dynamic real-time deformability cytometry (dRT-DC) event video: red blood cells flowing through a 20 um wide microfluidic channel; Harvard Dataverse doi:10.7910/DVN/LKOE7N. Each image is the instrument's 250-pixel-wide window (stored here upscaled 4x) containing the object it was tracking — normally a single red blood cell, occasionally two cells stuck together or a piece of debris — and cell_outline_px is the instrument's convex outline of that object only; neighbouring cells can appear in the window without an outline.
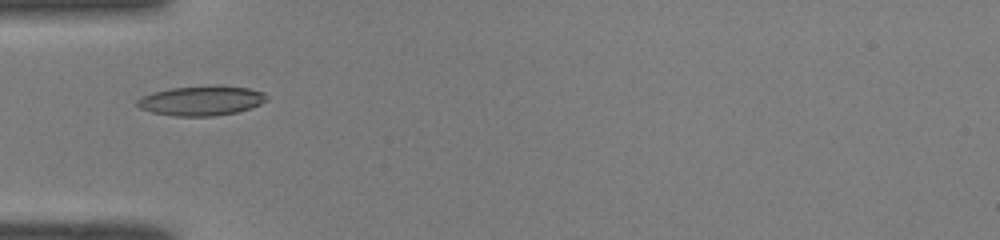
{"species": "common noctule bat (a hibernating species)", "species_latin": "Nyctalus noctula", "temperature_condition": "room temperature", "stored_images_in_passage": 35, "camera_frame_rate_fps": 3000, "um_per_image_px": 0.085, "animal": {"sex": "male", "body_mass_g": 19.0, "forearm_length_mm": 50.8}, "frame": {"image": 1, "passage_image": 1, "time_ms": 0.0, "image_size_px": [1000, 240], "cell_outline_px": [[268, 100], [252, 108], [236, 112], [216, 116], [176, 116], [152, 112], [140, 108], [136, 104], [136, 100], [140, 96], [152, 92], [172, 88], [248, 88], [264, 92], [268, 96]], "centroid_in_image_um": [17.09, 8.6], "position_along_channel_um": 67.9, "area_um2": 21.68}}
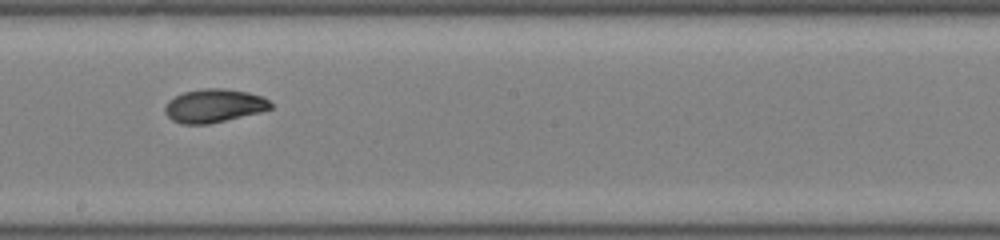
{"frame": {"image": 2, "passage_image": 13, "time_ms": 4.0, "image_size_px": [1000, 240], "cell_outline_px": [[272, 108], [260, 112], [208, 124], [180, 124], [172, 120], [164, 112], [164, 108], [168, 100], [184, 92], [204, 88], [224, 88], [248, 92], [260, 96], [268, 100], [272, 104]], "centroid_in_image_um": [18.16, 8.99], "position_along_channel_um": 230.0, "area_um2": 20.52}}
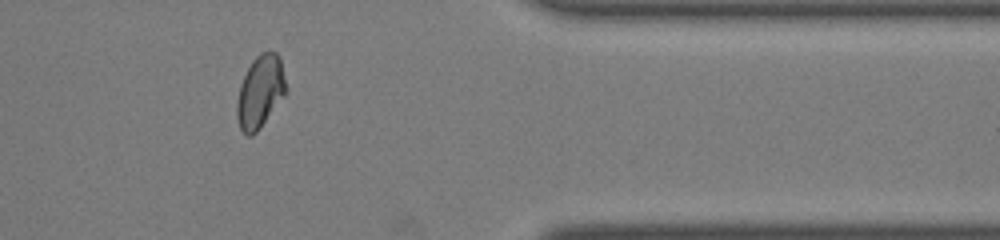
{"frame": {"image": 3, "passage_image": 26, "time_ms": 8.333, "image_size_px": [1000, 240], "cell_outline_px": [[288, 92], [260, 128], [252, 136], [248, 136], [240, 128], [236, 116], [236, 104], [240, 84], [252, 60], [260, 52], [276, 52], [280, 56], [288, 88]], "centroid_in_image_um": [22.14, 7.79], "position_along_channel_um": 389.3, "area_um2": 21.04}, "authors_computed_cell_mechanics": {"area_um2": 20.808, "velocity_mm_per_s": 4.0679, "shape_relaxation_time_tau1_ms": 4.3562, "shape_relaxation_time_tau2_ms": 2.0989, "deformation_change_tau1": 0.1594, "deformation_change_tau2": 0.0452}}